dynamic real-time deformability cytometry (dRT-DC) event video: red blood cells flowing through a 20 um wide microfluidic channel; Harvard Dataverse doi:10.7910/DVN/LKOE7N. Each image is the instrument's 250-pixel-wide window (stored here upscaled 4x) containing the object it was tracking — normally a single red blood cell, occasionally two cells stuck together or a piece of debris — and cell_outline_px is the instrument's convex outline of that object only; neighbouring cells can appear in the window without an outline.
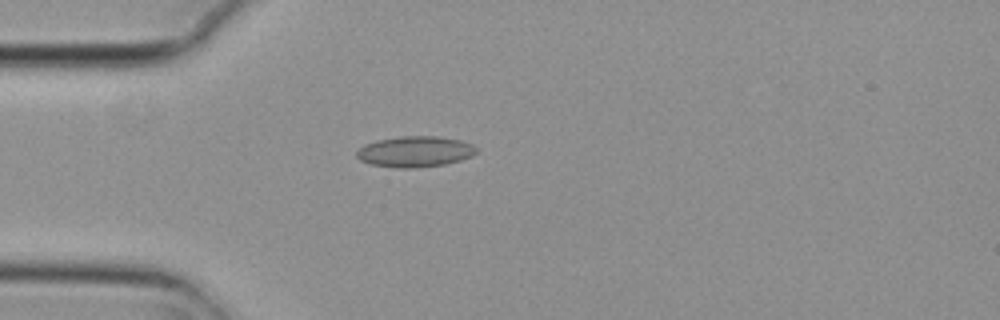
{"species": "common noctule bat (a hibernating species)", "species_latin": "Nyctalus noctula", "temperature_condition": "cold", "stored_images_in_passage": 2, "camera_frame_rate_fps": 3000, "um_per_image_px": 0.085, "animal": {"sex": "female", "body_mass_g": 29.2, "forearm_length_mm": 56.3}, "frame": {"image": 1, "passage_image": 1, "time_ms": 0.0, "image_size_px": [1000, 320], "cell_outline_px": [[476, 152], [472, 156], [460, 160], [444, 164], [416, 168], [396, 168], [372, 164], [360, 160], [356, 156], [356, 152], [364, 144], [376, 140], [404, 136], [440, 136], [460, 140], [472, 144], [476, 148]], "centroid_in_image_um": [35.27, 12.88], "position_along_channel_um": 49.7, "area_um2": 21.5}}